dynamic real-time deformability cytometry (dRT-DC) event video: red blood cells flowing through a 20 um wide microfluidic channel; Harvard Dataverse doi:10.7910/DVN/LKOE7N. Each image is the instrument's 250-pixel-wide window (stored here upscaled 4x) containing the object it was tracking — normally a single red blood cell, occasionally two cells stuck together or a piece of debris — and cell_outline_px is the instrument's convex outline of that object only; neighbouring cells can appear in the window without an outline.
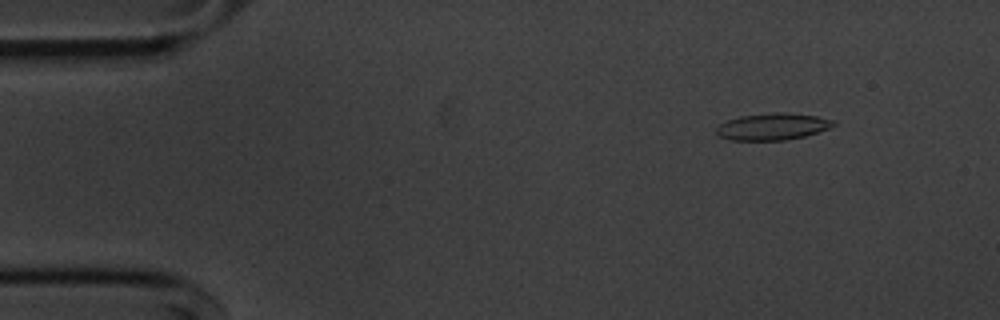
{"species": "common noctule bat (a hibernating species)", "species_latin": "Nyctalus noctula", "temperature_condition": "cold", "stored_images_in_passage": 54, "camera_frame_rate_fps": 3000, "um_per_image_px": 0.085, "animal": {"sex": "male", "body_mass_g": 20.1, "forearm_length_mm": 53.5}, "frame": {"image": 1, "passage_image": 6, "time_ms": 1.667, "image_size_px": [1000, 320], "cell_outline_px": [[836, 124], [828, 128], [804, 136], [784, 140], [728, 140], [720, 136], [716, 132], [716, 128], [720, 124], [728, 120], [740, 116], [772, 112], [788, 112], [816, 116], [836, 120]], "centroid_in_image_um": [65.67, 10.75], "position_along_channel_um": 19.3, "area_um2": 18.26}}
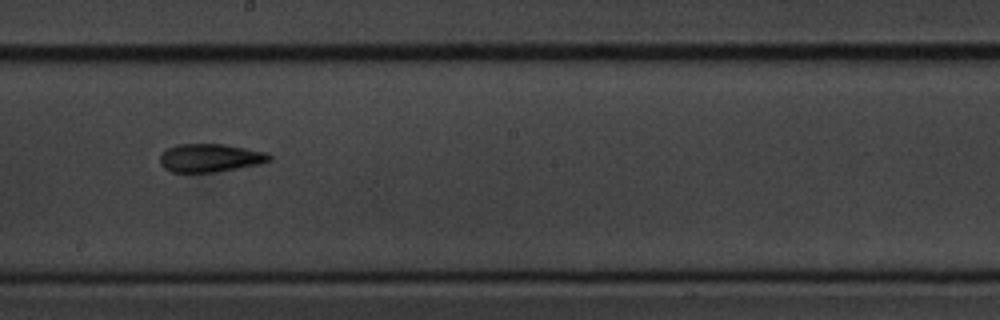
{"frame": {"image": 2, "passage_image": 30, "time_ms": 9.667, "image_size_px": [1000, 320], "cell_outline_px": [[272, 160], [260, 164], [216, 172], [172, 172], [164, 168], [160, 164], [160, 156], [168, 148], [176, 144], [224, 144], [268, 152], [272, 156]], "centroid_in_image_um": [17.89, 13.42], "position_along_channel_um": 230.3, "area_um2": 18.09}}
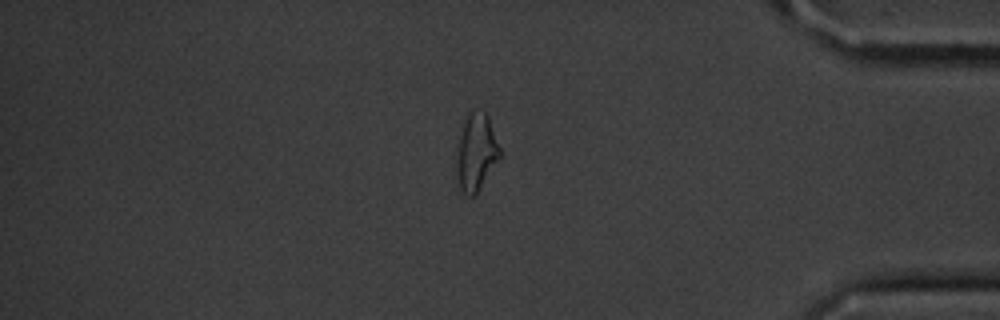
{"frame": {"image": 3, "passage_image": 46, "time_ms": 15.0, "image_size_px": [1000, 320], "cell_outline_px": [[500, 156], [476, 196], [468, 196], [460, 188], [456, 172], [456, 144], [460, 124], [468, 112], [484, 112], [488, 116], [500, 148]], "centroid_in_image_um": [40.42, 12.93], "position_along_channel_um": 394.8, "area_um2": 19.77}, "authors_computed_cell_mechanics": {"area_um2": 18.1781, "velocity_mm_per_s": 3.6395, "shape_relaxation_time_tau1_ms": 8.1861, "shape_relaxation_time_tau2_ms": 4.6375, "deformation_change_tau1": 0.2128, "deformation_change_tau2": 0.1284}}